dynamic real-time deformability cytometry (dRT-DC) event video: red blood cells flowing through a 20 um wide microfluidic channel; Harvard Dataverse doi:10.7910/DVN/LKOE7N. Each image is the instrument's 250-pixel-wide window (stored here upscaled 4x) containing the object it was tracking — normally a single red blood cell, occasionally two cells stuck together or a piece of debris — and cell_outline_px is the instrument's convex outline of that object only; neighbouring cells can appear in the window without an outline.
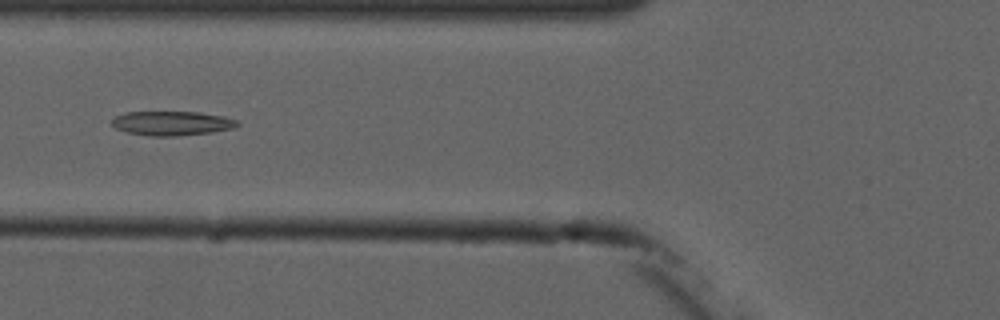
{"species": "common noctule bat (a hibernating species)", "species_latin": "Nyctalus noctula", "temperature_condition": "cold", "stored_images_in_passage": 4, "camera_frame_rate_fps": 3000, "um_per_image_px": 0.085, "animal": {"sex": "male", "forearm_length_mm": 52.5}, "frame": {"image": 1, "passage_image": 4, "time_ms": 3.333, "image_size_px": [1000, 320], "cell_outline_px": [[240, 124], [232, 128], [212, 132], [176, 136], [152, 136], [128, 132], [116, 128], [112, 124], [112, 120], [116, 116], [124, 112], [200, 112], [224, 116], [236, 120]], "centroid_in_image_um": [14.62, 10.47], "position_along_channel_um": 111.2, "area_um2": 17.63}}